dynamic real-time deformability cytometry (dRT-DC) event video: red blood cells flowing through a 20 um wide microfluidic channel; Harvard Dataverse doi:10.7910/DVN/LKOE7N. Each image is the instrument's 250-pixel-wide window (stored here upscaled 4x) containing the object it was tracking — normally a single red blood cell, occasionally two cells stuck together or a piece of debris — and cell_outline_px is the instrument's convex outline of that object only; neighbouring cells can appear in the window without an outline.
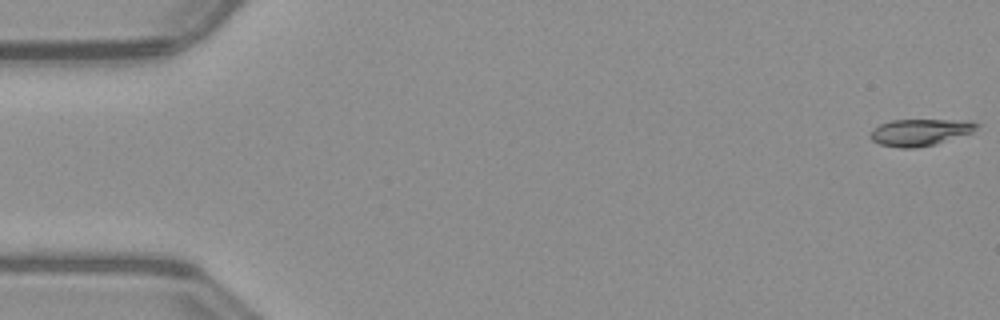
{"species": "common noctule bat (a hibernating species)", "species_latin": "Nyctalus noctula", "temperature_condition": "warm", "stored_images_in_passage": 52, "camera_frame_rate_fps": 3000, "um_per_image_px": 0.085, "animal": {"sex": "male", "body_mass_g": 23.1, "forearm_length_mm": 52.7}, "frame": {"image": 1, "passage_image": 1, "time_ms": 0.0, "image_size_px": [1000, 320], "cell_outline_px": [[980, 124], [972, 132], [936, 144], [916, 148], [900, 148], [880, 144], [872, 140], [868, 136], [880, 124], [892, 120], [972, 120]], "centroid_in_image_um": [78.23, 11.24], "position_along_channel_um": 6.8, "area_um2": 16.53}}
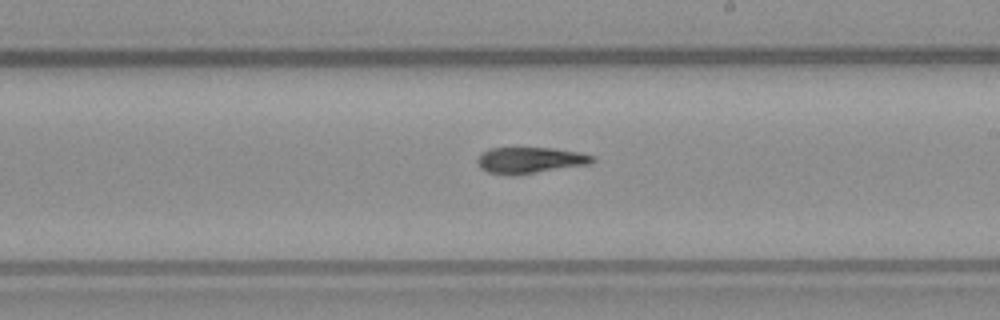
{"frame": {"image": 2, "passage_image": 30, "time_ms": 9.667, "image_size_px": [1000, 320], "cell_outline_px": [[596, 160], [592, 164], [516, 176], [512, 176], [488, 172], [480, 168], [476, 160], [480, 152], [488, 148], [552, 148], [580, 152], [596, 156]], "centroid_in_image_um": [45.07, 13.63], "position_along_channel_um": 243.9, "area_um2": 18.09}}
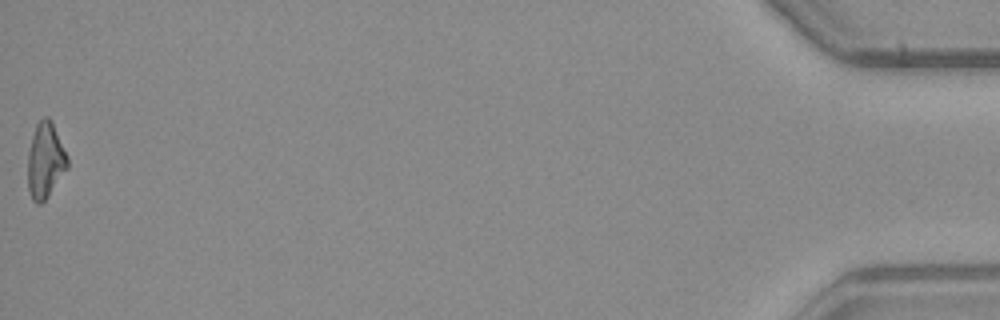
{"frame": {"image": 3, "passage_image": 52, "time_ms": 17.0, "image_size_px": [1000, 320], "cell_outline_px": [[68, 168], [48, 196], [40, 204], [36, 204], [32, 200], [28, 188], [28, 152], [32, 136], [36, 124], [44, 116], [48, 116], [52, 120], [68, 156]], "centroid_in_image_um": [3.86, 13.62], "position_along_channel_um": 431.3, "area_um2": 17.63}}